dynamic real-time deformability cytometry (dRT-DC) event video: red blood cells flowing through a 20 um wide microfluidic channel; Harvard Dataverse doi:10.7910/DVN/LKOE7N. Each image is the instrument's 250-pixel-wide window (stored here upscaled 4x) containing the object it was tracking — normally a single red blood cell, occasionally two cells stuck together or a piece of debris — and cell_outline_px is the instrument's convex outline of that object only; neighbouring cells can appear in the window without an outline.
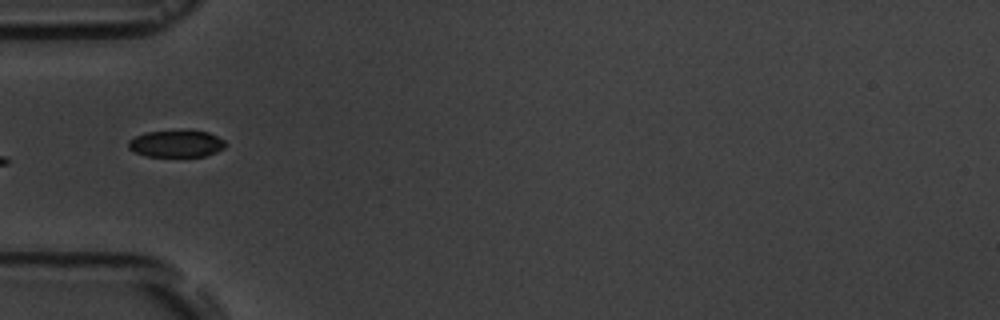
{"species": "common noctule bat (a hibernating species)", "species_latin": "Nyctalus noctula", "temperature_condition": "room temperature", "stored_images_in_passage": 7, "camera_frame_rate_fps": 3000, "um_per_image_px": 0.085, "animal": {"sex": "male", "body_mass_g": 19.5, "forearm_length_mm": 54.6}, "frame": {"image": 1, "passage_image": 5, "time_ms": 4.667, "image_size_px": [1000, 320], "cell_outline_px": [[224, 148], [216, 152], [204, 156], [144, 156], [128, 148], [128, 140], [144, 132], [184, 128], [208, 132], [224, 140]], "centroid_in_image_um": [14.96, 12.17], "position_along_channel_um": 70.0, "area_um2": 15.66}}
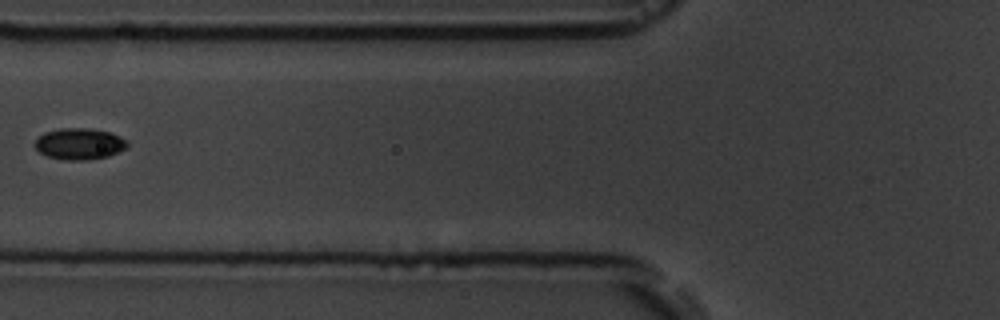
{"frame": {"image": 2, "passage_image": 6, "time_ms": 6.0, "image_size_px": [1000, 320], "cell_outline_px": [[128, 144], [124, 148], [108, 156], [88, 160], [64, 160], [48, 156], [40, 152], [36, 148], [36, 140], [44, 132], [60, 128], [84, 128], [108, 132], [128, 140]], "centroid_in_image_um": [6.73, 12.23], "position_along_channel_um": 119.1, "area_um2": 16.59}}
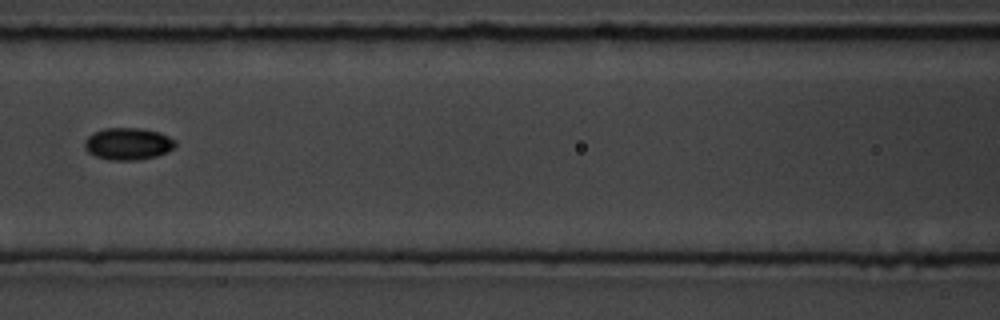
{"frame": {"image": 3, "passage_image": 7, "time_ms": 7.0, "image_size_px": [1000, 320], "cell_outline_px": [[176, 148], [168, 152], [156, 156], [136, 160], [108, 160], [96, 156], [88, 152], [84, 148], [84, 140], [92, 132], [104, 128], [140, 128], [160, 132], [176, 140]], "centroid_in_image_um": [10.89, 12.22], "position_along_channel_um": 155.7, "area_um2": 17.22}}